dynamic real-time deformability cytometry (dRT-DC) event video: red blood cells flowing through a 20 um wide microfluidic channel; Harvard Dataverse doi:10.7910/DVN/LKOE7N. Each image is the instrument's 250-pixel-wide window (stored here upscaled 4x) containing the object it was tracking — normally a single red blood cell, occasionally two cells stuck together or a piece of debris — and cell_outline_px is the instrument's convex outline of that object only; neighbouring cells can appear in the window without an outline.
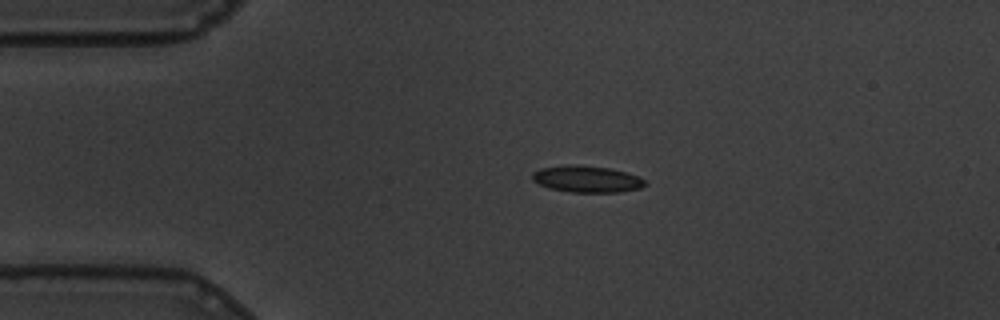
{"species": "common noctule bat (a hibernating species)", "species_latin": "Nyctalus noctula", "temperature_condition": "warm", "stored_images_in_passage": 47, "camera_frame_rate_fps": 3000, "um_per_image_px": 0.085, "animal": {"sex": "male", "body_mass_g": 19.5, "forearm_length_mm": 54.6}, "frame": {"image": 1, "passage_image": 1, "time_ms": 0.0, "image_size_px": [1000, 320], "cell_outline_px": [[648, 184], [640, 188], [620, 192], [568, 192], [548, 188], [532, 180], [532, 172], [540, 168], [564, 164], [576, 164], [608, 168], [624, 172], [636, 176], [644, 180]], "centroid_in_image_um": [49.83, 15.21], "position_along_channel_um": 35.2, "area_um2": 17.57}}
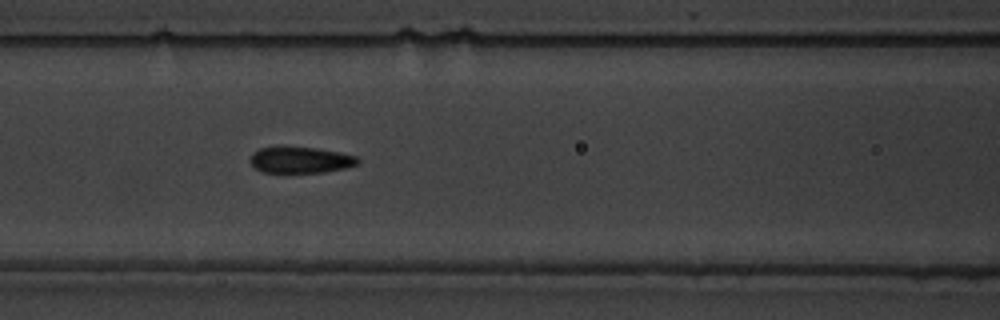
{"frame": {"image": 2, "passage_image": 13, "time_ms": 4.0, "image_size_px": [1000, 320], "cell_outline_px": [[360, 160], [356, 164], [344, 168], [324, 172], [264, 172], [256, 168], [248, 160], [252, 152], [260, 148], [316, 148], [340, 152], [356, 156]], "centroid_in_image_um": [25.53, 13.6], "position_along_channel_um": 141.1, "area_um2": 16.07}}
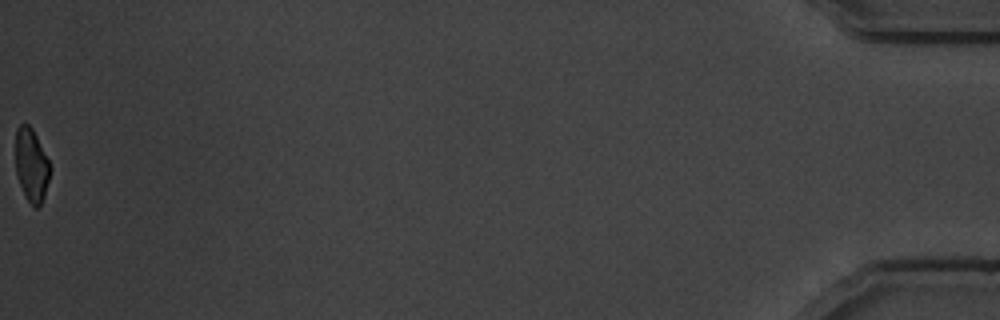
{"frame": {"image": 3, "passage_image": 47, "time_ms": 15.333, "image_size_px": [1000, 320], "cell_outline_px": [[52, 168], [44, 196], [40, 204], [36, 208], [24, 196], [16, 172], [16, 128], [20, 124], [28, 124], [32, 128]], "centroid_in_image_um": [2.67, 14.03], "position_along_channel_um": 432.5, "area_um2": 14.57}, "authors_computed_cell_mechanics": {"area_um2": 16.762, "velocity_mm_per_s": 3.4863, "shape_relaxation_time_tau1_ms": 5.4638, "shape_relaxation_time_tau2_ms": 1.6641, "deformation_change_tau1": 0.1498, "deformation_change_tau2": 0.0781}}